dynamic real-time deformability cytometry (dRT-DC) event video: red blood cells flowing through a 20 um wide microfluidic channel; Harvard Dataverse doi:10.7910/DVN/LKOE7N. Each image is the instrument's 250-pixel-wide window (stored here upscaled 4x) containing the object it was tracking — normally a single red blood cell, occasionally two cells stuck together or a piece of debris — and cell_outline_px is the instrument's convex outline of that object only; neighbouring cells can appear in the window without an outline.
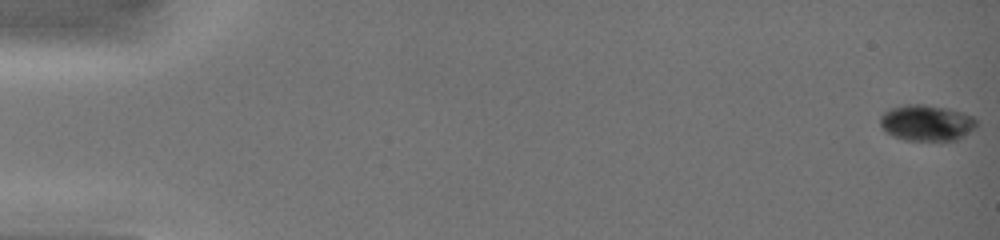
{"species": "common noctule bat (a hibernating species)", "species_latin": "Nyctalus noctula", "temperature_condition": "warm", "stored_images_in_passage": 22, "camera_frame_rate_fps": 3000, "um_per_image_px": 0.085, "animal": {"sex": "female", "body_mass_g": 19.0, "forearm_length_mm": 51.5}, "frame": {"image": 1, "passage_image": 1, "time_ms": 0.0, "image_size_px": [1000, 240], "cell_outline_px": [[976, 128], [964, 136], [956, 140], [904, 140], [892, 136], [884, 132], [880, 124], [880, 116], [884, 112], [892, 108], [904, 104], [924, 104], [964, 112], [972, 116], [976, 120]], "centroid_in_image_um": [78.74, 10.44], "position_along_channel_um": 6.3, "area_um2": 20.35}}
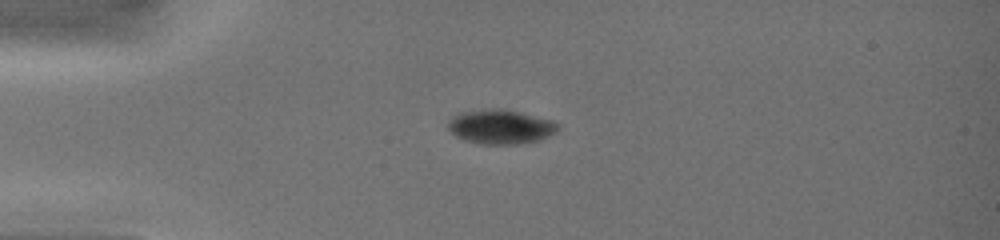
{"frame": {"image": 2, "passage_image": 19, "time_ms": 4.333, "image_size_px": [1000, 240], "cell_outline_px": [[560, 128], [556, 132], [540, 140], [520, 144], [480, 144], [464, 140], [456, 136], [448, 128], [448, 120], [452, 116], [460, 112], [488, 108], [504, 108], [552, 120]], "centroid_in_image_um": [42.53, 10.77], "position_along_channel_um": 42.5, "area_um2": 22.2}}